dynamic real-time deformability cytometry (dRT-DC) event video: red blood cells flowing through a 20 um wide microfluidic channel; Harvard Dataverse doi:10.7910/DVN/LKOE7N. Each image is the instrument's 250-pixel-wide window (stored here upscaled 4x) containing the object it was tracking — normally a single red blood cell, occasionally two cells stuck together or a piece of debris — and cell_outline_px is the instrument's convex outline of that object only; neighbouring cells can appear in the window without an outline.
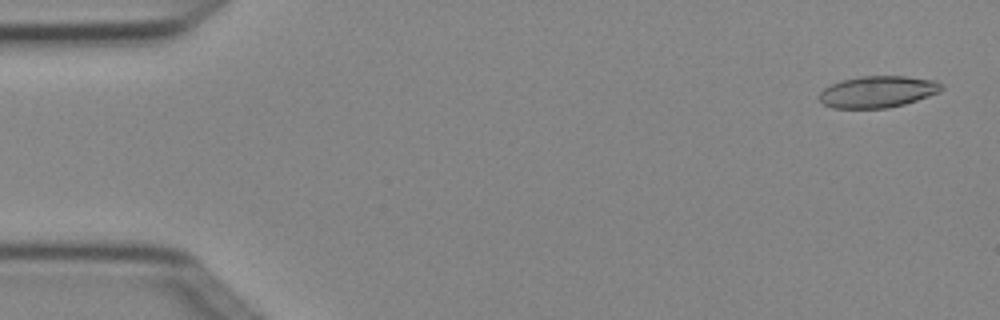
{"species": "Egyptian fruit bat (a non-hibernating species)", "species_latin": "Rousettus aegyptiacus", "temperature_condition": "cold", "stored_images_in_passage": 4, "camera_frame_rate_fps": 3000, "um_per_image_px": 0.085, "animal": {"sex": "female"}, "frame": {"image": 1, "passage_image": 1, "time_ms": 0.0, "image_size_px": [1000, 320], "cell_outline_px": [[944, 88], [940, 92], [904, 104], [888, 108], [832, 108], [824, 104], [820, 100], [820, 92], [824, 88], [832, 84], [844, 80], [860, 76], [904, 76], [936, 80], [944, 84]], "centroid_in_image_um": [74.65, 7.79], "position_along_channel_um": 10.4, "area_um2": 22.48}}